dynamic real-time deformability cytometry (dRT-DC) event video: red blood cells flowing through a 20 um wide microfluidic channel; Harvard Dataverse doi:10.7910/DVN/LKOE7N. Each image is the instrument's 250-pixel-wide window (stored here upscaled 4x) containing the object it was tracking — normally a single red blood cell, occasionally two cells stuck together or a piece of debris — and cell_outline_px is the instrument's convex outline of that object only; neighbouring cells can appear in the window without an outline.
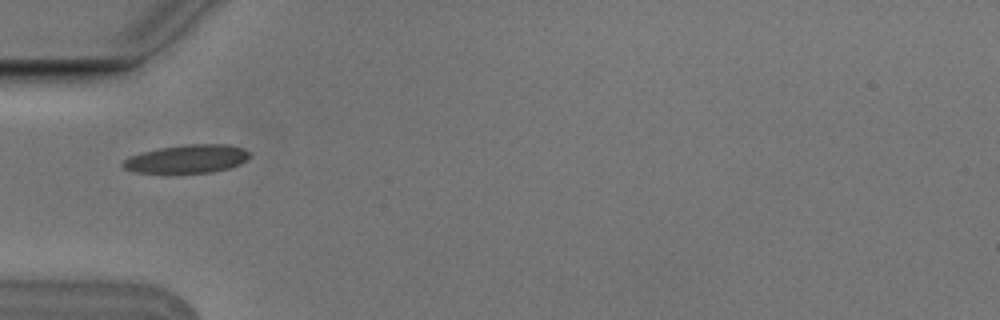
{"species": "Egyptian fruit bat (a non-hibernating species)", "species_latin": "Rousettus aegyptiacus", "temperature_condition": "cold", "stored_images_in_passage": 1, "camera_frame_rate_fps": 3000, "um_per_image_px": 0.085, "animal": {"sex": "male"}, "frame": {"image": 1, "passage_image": 1, "time_ms": 0.0, "image_size_px": [1000, 320], "cell_outline_px": [[248, 156], [240, 164], [228, 168], [212, 172], [136, 172], [124, 168], [120, 164], [128, 156], [160, 148], [192, 144], [228, 144], [240, 148], [248, 152]], "centroid_in_image_um": [15.87, 13.5], "position_along_channel_um": 69.1, "area_um2": 20.35}}